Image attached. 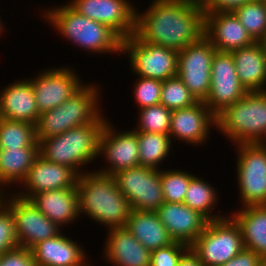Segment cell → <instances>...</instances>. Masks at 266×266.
<instances>
[{
    "label": "cell",
    "mask_w": 266,
    "mask_h": 266,
    "mask_svg": "<svg viewBox=\"0 0 266 266\" xmlns=\"http://www.w3.org/2000/svg\"><path fill=\"white\" fill-rule=\"evenodd\" d=\"M145 11L136 7L135 35L143 42L180 52L204 36L200 0H152Z\"/></svg>",
    "instance_id": "6da1fadb"
},
{
    "label": "cell",
    "mask_w": 266,
    "mask_h": 266,
    "mask_svg": "<svg viewBox=\"0 0 266 266\" xmlns=\"http://www.w3.org/2000/svg\"><path fill=\"white\" fill-rule=\"evenodd\" d=\"M76 189L80 217L86 215L107 230L125 227L132 208L112 175L84 172L79 175Z\"/></svg>",
    "instance_id": "7a4b0ae2"
},
{
    "label": "cell",
    "mask_w": 266,
    "mask_h": 266,
    "mask_svg": "<svg viewBox=\"0 0 266 266\" xmlns=\"http://www.w3.org/2000/svg\"><path fill=\"white\" fill-rule=\"evenodd\" d=\"M43 20L89 54H121L122 38L108 25L79 14L68 3L42 9Z\"/></svg>",
    "instance_id": "3957f363"
},
{
    "label": "cell",
    "mask_w": 266,
    "mask_h": 266,
    "mask_svg": "<svg viewBox=\"0 0 266 266\" xmlns=\"http://www.w3.org/2000/svg\"><path fill=\"white\" fill-rule=\"evenodd\" d=\"M106 118L102 116L95 123L73 127L57 136L41 139L39 154L48 161L69 166L79 175L88 172V169L82 168L95 162L93 160L99 156V141Z\"/></svg>",
    "instance_id": "277c9868"
},
{
    "label": "cell",
    "mask_w": 266,
    "mask_h": 266,
    "mask_svg": "<svg viewBox=\"0 0 266 266\" xmlns=\"http://www.w3.org/2000/svg\"><path fill=\"white\" fill-rule=\"evenodd\" d=\"M100 90L99 85L87 82L59 107L41 113L35 125L37 141L98 121L105 115L100 108Z\"/></svg>",
    "instance_id": "5b68a950"
},
{
    "label": "cell",
    "mask_w": 266,
    "mask_h": 266,
    "mask_svg": "<svg viewBox=\"0 0 266 266\" xmlns=\"http://www.w3.org/2000/svg\"><path fill=\"white\" fill-rule=\"evenodd\" d=\"M217 127L232 145L266 143V91H248L216 116Z\"/></svg>",
    "instance_id": "8992f818"
},
{
    "label": "cell",
    "mask_w": 266,
    "mask_h": 266,
    "mask_svg": "<svg viewBox=\"0 0 266 266\" xmlns=\"http://www.w3.org/2000/svg\"><path fill=\"white\" fill-rule=\"evenodd\" d=\"M227 214L208 221L204 231L190 246L203 266H222L245 248L238 224Z\"/></svg>",
    "instance_id": "52a82bcc"
},
{
    "label": "cell",
    "mask_w": 266,
    "mask_h": 266,
    "mask_svg": "<svg viewBox=\"0 0 266 266\" xmlns=\"http://www.w3.org/2000/svg\"><path fill=\"white\" fill-rule=\"evenodd\" d=\"M241 206L266 205V143L235 144Z\"/></svg>",
    "instance_id": "ba28073f"
},
{
    "label": "cell",
    "mask_w": 266,
    "mask_h": 266,
    "mask_svg": "<svg viewBox=\"0 0 266 266\" xmlns=\"http://www.w3.org/2000/svg\"><path fill=\"white\" fill-rule=\"evenodd\" d=\"M121 54L128 55L129 66L136 76L159 81L177 76L178 52L143 42L135 34L122 39Z\"/></svg>",
    "instance_id": "9c48e42d"
},
{
    "label": "cell",
    "mask_w": 266,
    "mask_h": 266,
    "mask_svg": "<svg viewBox=\"0 0 266 266\" xmlns=\"http://www.w3.org/2000/svg\"><path fill=\"white\" fill-rule=\"evenodd\" d=\"M8 190L9 193H4L1 202L12 213L19 247L31 249L39 242L62 232V228L46 217L30 199Z\"/></svg>",
    "instance_id": "30bf717a"
},
{
    "label": "cell",
    "mask_w": 266,
    "mask_h": 266,
    "mask_svg": "<svg viewBox=\"0 0 266 266\" xmlns=\"http://www.w3.org/2000/svg\"><path fill=\"white\" fill-rule=\"evenodd\" d=\"M112 176L132 209L156 212L164 203L161 169L137 166Z\"/></svg>",
    "instance_id": "8fae6325"
},
{
    "label": "cell",
    "mask_w": 266,
    "mask_h": 266,
    "mask_svg": "<svg viewBox=\"0 0 266 266\" xmlns=\"http://www.w3.org/2000/svg\"><path fill=\"white\" fill-rule=\"evenodd\" d=\"M217 50L202 36L178 52L177 76L197 101L205 102L211 85L212 60Z\"/></svg>",
    "instance_id": "7c38bea8"
},
{
    "label": "cell",
    "mask_w": 266,
    "mask_h": 266,
    "mask_svg": "<svg viewBox=\"0 0 266 266\" xmlns=\"http://www.w3.org/2000/svg\"><path fill=\"white\" fill-rule=\"evenodd\" d=\"M74 71V68L66 65L50 67L42 69L37 76L28 79L33 86L40 114L59 107L85 85Z\"/></svg>",
    "instance_id": "4fadbf2b"
},
{
    "label": "cell",
    "mask_w": 266,
    "mask_h": 266,
    "mask_svg": "<svg viewBox=\"0 0 266 266\" xmlns=\"http://www.w3.org/2000/svg\"><path fill=\"white\" fill-rule=\"evenodd\" d=\"M247 92L239 81L231 53L216 51L211 66L210 90L204 102L206 106L217 116Z\"/></svg>",
    "instance_id": "5bb4252c"
},
{
    "label": "cell",
    "mask_w": 266,
    "mask_h": 266,
    "mask_svg": "<svg viewBox=\"0 0 266 266\" xmlns=\"http://www.w3.org/2000/svg\"><path fill=\"white\" fill-rule=\"evenodd\" d=\"M107 119L99 141V156L106 160L105 166L97 172L113 175L118 171L140 166L138 132L133 129L117 131ZM121 131V132H120Z\"/></svg>",
    "instance_id": "9a60e30c"
},
{
    "label": "cell",
    "mask_w": 266,
    "mask_h": 266,
    "mask_svg": "<svg viewBox=\"0 0 266 266\" xmlns=\"http://www.w3.org/2000/svg\"><path fill=\"white\" fill-rule=\"evenodd\" d=\"M68 4L79 14L108 25L122 39L135 33L136 7L129 0H69Z\"/></svg>",
    "instance_id": "2e32d148"
},
{
    "label": "cell",
    "mask_w": 266,
    "mask_h": 266,
    "mask_svg": "<svg viewBox=\"0 0 266 266\" xmlns=\"http://www.w3.org/2000/svg\"><path fill=\"white\" fill-rule=\"evenodd\" d=\"M212 127H217L216 115L202 101L184 109L172 111L169 135L193 146L207 143Z\"/></svg>",
    "instance_id": "e0dca14e"
},
{
    "label": "cell",
    "mask_w": 266,
    "mask_h": 266,
    "mask_svg": "<svg viewBox=\"0 0 266 266\" xmlns=\"http://www.w3.org/2000/svg\"><path fill=\"white\" fill-rule=\"evenodd\" d=\"M78 179L79 174L74 169L48 161L39 154L21 183L23 189L21 187L14 193L22 198L30 199L34 194L45 191L76 188Z\"/></svg>",
    "instance_id": "ac0fdd59"
},
{
    "label": "cell",
    "mask_w": 266,
    "mask_h": 266,
    "mask_svg": "<svg viewBox=\"0 0 266 266\" xmlns=\"http://www.w3.org/2000/svg\"><path fill=\"white\" fill-rule=\"evenodd\" d=\"M204 36L217 51L231 52L255 43L233 11L207 12Z\"/></svg>",
    "instance_id": "d6986e66"
},
{
    "label": "cell",
    "mask_w": 266,
    "mask_h": 266,
    "mask_svg": "<svg viewBox=\"0 0 266 266\" xmlns=\"http://www.w3.org/2000/svg\"><path fill=\"white\" fill-rule=\"evenodd\" d=\"M174 241L191 246L204 231L208 220L184 203L164 202L156 211Z\"/></svg>",
    "instance_id": "ffe728a7"
},
{
    "label": "cell",
    "mask_w": 266,
    "mask_h": 266,
    "mask_svg": "<svg viewBox=\"0 0 266 266\" xmlns=\"http://www.w3.org/2000/svg\"><path fill=\"white\" fill-rule=\"evenodd\" d=\"M64 234L45 239L30 249L37 266H92L86 249Z\"/></svg>",
    "instance_id": "44dd1931"
},
{
    "label": "cell",
    "mask_w": 266,
    "mask_h": 266,
    "mask_svg": "<svg viewBox=\"0 0 266 266\" xmlns=\"http://www.w3.org/2000/svg\"><path fill=\"white\" fill-rule=\"evenodd\" d=\"M104 261L112 266H150L151 251L146 249L127 229L112 228L106 232Z\"/></svg>",
    "instance_id": "7402d4cb"
},
{
    "label": "cell",
    "mask_w": 266,
    "mask_h": 266,
    "mask_svg": "<svg viewBox=\"0 0 266 266\" xmlns=\"http://www.w3.org/2000/svg\"><path fill=\"white\" fill-rule=\"evenodd\" d=\"M39 115L33 86L28 79L1 87L0 118L36 125Z\"/></svg>",
    "instance_id": "603a6c76"
},
{
    "label": "cell",
    "mask_w": 266,
    "mask_h": 266,
    "mask_svg": "<svg viewBox=\"0 0 266 266\" xmlns=\"http://www.w3.org/2000/svg\"><path fill=\"white\" fill-rule=\"evenodd\" d=\"M30 200L52 222L62 229L80 216L76 188H65L34 194Z\"/></svg>",
    "instance_id": "cb8c5ba5"
},
{
    "label": "cell",
    "mask_w": 266,
    "mask_h": 266,
    "mask_svg": "<svg viewBox=\"0 0 266 266\" xmlns=\"http://www.w3.org/2000/svg\"><path fill=\"white\" fill-rule=\"evenodd\" d=\"M240 83L248 91H266V51L261 42L230 52Z\"/></svg>",
    "instance_id": "d4e9b609"
},
{
    "label": "cell",
    "mask_w": 266,
    "mask_h": 266,
    "mask_svg": "<svg viewBox=\"0 0 266 266\" xmlns=\"http://www.w3.org/2000/svg\"><path fill=\"white\" fill-rule=\"evenodd\" d=\"M229 215L240 228L245 249L266 262V205H247Z\"/></svg>",
    "instance_id": "484cf974"
},
{
    "label": "cell",
    "mask_w": 266,
    "mask_h": 266,
    "mask_svg": "<svg viewBox=\"0 0 266 266\" xmlns=\"http://www.w3.org/2000/svg\"><path fill=\"white\" fill-rule=\"evenodd\" d=\"M125 227L149 251L174 242L156 212L132 209Z\"/></svg>",
    "instance_id": "4316f807"
},
{
    "label": "cell",
    "mask_w": 266,
    "mask_h": 266,
    "mask_svg": "<svg viewBox=\"0 0 266 266\" xmlns=\"http://www.w3.org/2000/svg\"><path fill=\"white\" fill-rule=\"evenodd\" d=\"M39 156V146L1 149L0 151V189L5 193L7 187L18 185L28 175L35 159ZM7 186V187H6Z\"/></svg>",
    "instance_id": "83f0119b"
},
{
    "label": "cell",
    "mask_w": 266,
    "mask_h": 266,
    "mask_svg": "<svg viewBox=\"0 0 266 266\" xmlns=\"http://www.w3.org/2000/svg\"><path fill=\"white\" fill-rule=\"evenodd\" d=\"M209 183L210 182L204 181L203 178L194 175L190 180L183 203L199 212L208 221H212L226 217L227 214L220 213L219 211L218 213L213 212L215 209L214 206L217 207L219 192L212 186V183Z\"/></svg>",
    "instance_id": "f1b7e54d"
},
{
    "label": "cell",
    "mask_w": 266,
    "mask_h": 266,
    "mask_svg": "<svg viewBox=\"0 0 266 266\" xmlns=\"http://www.w3.org/2000/svg\"><path fill=\"white\" fill-rule=\"evenodd\" d=\"M172 146L169 134L138 132L140 166L160 170L162 162L172 153Z\"/></svg>",
    "instance_id": "f546056e"
},
{
    "label": "cell",
    "mask_w": 266,
    "mask_h": 266,
    "mask_svg": "<svg viewBox=\"0 0 266 266\" xmlns=\"http://www.w3.org/2000/svg\"><path fill=\"white\" fill-rule=\"evenodd\" d=\"M39 146L35 125L0 118V148L14 149Z\"/></svg>",
    "instance_id": "4dcf8cb0"
},
{
    "label": "cell",
    "mask_w": 266,
    "mask_h": 266,
    "mask_svg": "<svg viewBox=\"0 0 266 266\" xmlns=\"http://www.w3.org/2000/svg\"><path fill=\"white\" fill-rule=\"evenodd\" d=\"M233 12L255 42L266 35V0H252L236 7Z\"/></svg>",
    "instance_id": "1f68e13d"
},
{
    "label": "cell",
    "mask_w": 266,
    "mask_h": 266,
    "mask_svg": "<svg viewBox=\"0 0 266 266\" xmlns=\"http://www.w3.org/2000/svg\"><path fill=\"white\" fill-rule=\"evenodd\" d=\"M172 110L162 104L139 110L138 123L133 128L137 132L169 134Z\"/></svg>",
    "instance_id": "d6a6232c"
},
{
    "label": "cell",
    "mask_w": 266,
    "mask_h": 266,
    "mask_svg": "<svg viewBox=\"0 0 266 266\" xmlns=\"http://www.w3.org/2000/svg\"><path fill=\"white\" fill-rule=\"evenodd\" d=\"M194 174L179 169L161 170V186L164 202L183 203L185 193Z\"/></svg>",
    "instance_id": "836d02e7"
},
{
    "label": "cell",
    "mask_w": 266,
    "mask_h": 266,
    "mask_svg": "<svg viewBox=\"0 0 266 266\" xmlns=\"http://www.w3.org/2000/svg\"><path fill=\"white\" fill-rule=\"evenodd\" d=\"M197 102L178 76L162 81L160 104L164 105L167 109L172 111L184 109Z\"/></svg>",
    "instance_id": "e575fe53"
},
{
    "label": "cell",
    "mask_w": 266,
    "mask_h": 266,
    "mask_svg": "<svg viewBox=\"0 0 266 266\" xmlns=\"http://www.w3.org/2000/svg\"><path fill=\"white\" fill-rule=\"evenodd\" d=\"M133 85V96L139 109L160 104L162 81L140 77Z\"/></svg>",
    "instance_id": "d590c367"
},
{
    "label": "cell",
    "mask_w": 266,
    "mask_h": 266,
    "mask_svg": "<svg viewBox=\"0 0 266 266\" xmlns=\"http://www.w3.org/2000/svg\"><path fill=\"white\" fill-rule=\"evenodd\" d=\"M190 246L174 241L168 246L151 251L150 266H178Z\"/></svg>",
    "instance_id": "8d00e7d4"
},
{
    "label": "cell",
    "mask_w": 266,
    "mask_h": 266,
    "mask_svg": "<svg viewBox=\"0 0 266 266\" xmlns=\"http://www.w3.org/2000/svg\"><path fill=\"white\" fill-rule=\"evenodd\" d=\"M19 246L11 211L0 203V255Z\"/></svg>",
    "instance_id": "74e56055"
},
{
    "label": "cell",
    "mask_w": 266,
    "mask_h": 266,
    "mask_svg": "<svg viewBox=\"0 0 266 266\" xmlns=\"http://www.w3.org/2000/svg\"><path fill=\"white\" fill-rule=\"evenodd\" d=\"M0 266H37L28 248L17 247L0 255Z\"/></svg>",
    "instance_id": "f35d334b"
},
{
    "label": "cell",
    "mask_w": 266,
    "mask_h": 266,
    "mask_svg": "<svg viewBox=\"0 0 266 266\" xmlns=\"http://www.w3.org/2000/svg\"><path fill=\"white\" fill-rule=\"evenodd\" d=\"M222 266H266V262L254 251L244 248Z\"/></svg>",
    "instance_id": "ab89813d"
},
{
    "label": "cell",
    "mask_w": 266,
    "mask_h": 266,
    "mask_svg": "<svg viewBox=\"0 0 266 266\" xmlns=\"http://www.w3.org/2000/svg\"><path fill=\"white\" fill-rule=\"evenodd\" d=\"M252 0H200L204 13L233 11L236 7L246 4Z\"/></svg>",
    "instance_id": "60d3db41"
},
{
    "label": "cell",
    "mask_w": 266,
    "mask_h": 266,
    "mask_svg": "<svg viewBox=\"0 0 266 266\" xmlns=\"http://www.w3.org/2000/svg\"><path fill=\"white\" fill-rule=\"evenodd\" d=\"M178 266H203L199 257L189 249L180 259Z\"/></svg>",
    "instance_id": "b9f144b4"
},
{
    "label": "cell",
    "mask_w": 266,
    "mask_h": 266,
    "mask_svg": "<svg viewBox=\"0 0 266 266\" xmlns=\"http://www.w3.org/2000/svg\"><path fill=\"white\" fill-rule=\"evenodd\" d=\"M1 18V17H0ZM2 19H0V36L2 35V34H4L5 33V31H7L5 28H4V26H5V24H4V22H3V20L1 21Z\"/></svg>",
    "instance_id": "7bdbcfd3"
},
{
    "label": "cell",
    "mask_w": 266,
    "mask_h": 266,
    "mask_svg": "<svg viewBox=\"0 0 266 266\" xmlns=\"http://www.w3.org/2000/svg\"><path fill=\"white\" fill-rule=\"evenodd\" d=\"M261 43H262V45L266 51V35H265L264 39L261 41Z\"/></svg>",
    "instance_id": "ee69618b"
},
{
    "label": "cell",
    "mask_w": 266,
    "mask_h": 266,
    "mask_svg": "<svg viewBox=\"0 0 266 266\" xmlns=\"http://www.w3.org/2000/svg\"><path fill=\"white\" fill-rule=\"evenodd\" d=\"M3 195H4V193H3V191L0 189V203H1V201H2V197H3Z\"/></svg>",
    "instance_id": "f6af8a7d"
}]
</instances>
